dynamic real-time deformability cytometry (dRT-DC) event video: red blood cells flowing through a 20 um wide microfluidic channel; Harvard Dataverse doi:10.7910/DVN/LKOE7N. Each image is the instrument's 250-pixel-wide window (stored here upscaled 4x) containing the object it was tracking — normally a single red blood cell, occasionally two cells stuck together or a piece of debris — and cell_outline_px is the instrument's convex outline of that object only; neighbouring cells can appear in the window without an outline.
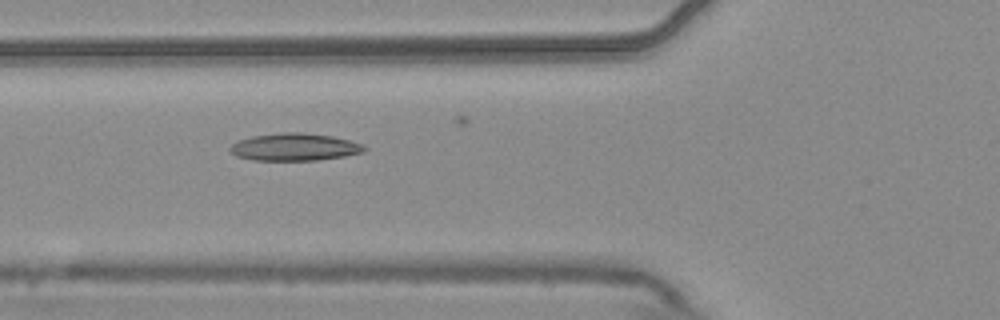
{"species": "common noctule bat (a hibernating species)", "species_latin": "Nyctalus noctula", "temperature_condition": "warm", "stored_images_in_passage": 8, "camera_frame_rate_fps": 3000, "um_per_image_px": 0.085, "animal": {"sex": "male", "body_mass_g": 20.4}, "frame": {"image": 1, "passage_image": 6, "time_ms": 1.667, "image_size_px": [1000, 320], "cell_outline_px": [[368, 148], [364, 152], [344, 156], [316, 160], [252, 160], [236, 156], [228, 148], [236, 140], [252, 136], [280, 132], [304, 132], [332, 136], [364, 144]], "centroid_in_image_um": [25.03, 12.49], "position_along_channel_um": 100.8, "area_um2": 21.62}}
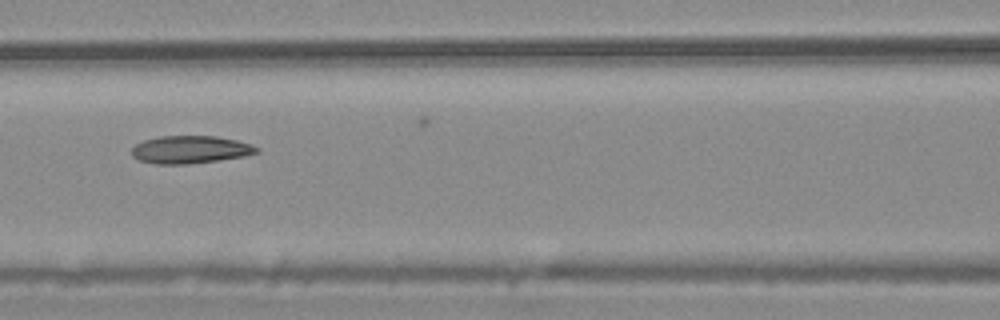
{"frame": {"image": 2, "passage_image": 7, "time_ms": 2.0, "image_size_px": [1000, 320], "cell_outline_px": [[260, 152], [244, 156], [188, 164], [156, 164], [140, 160], [132, 156], [132, 148], [136, 144], [144, 140], [160, 136], [216, 136], [236, 140], [252, 144], [260, 148]], "centroid_in_image_um": [16.19, 12.71], "position_along_channel_um": 150.4, "area_um2": 20.11}}
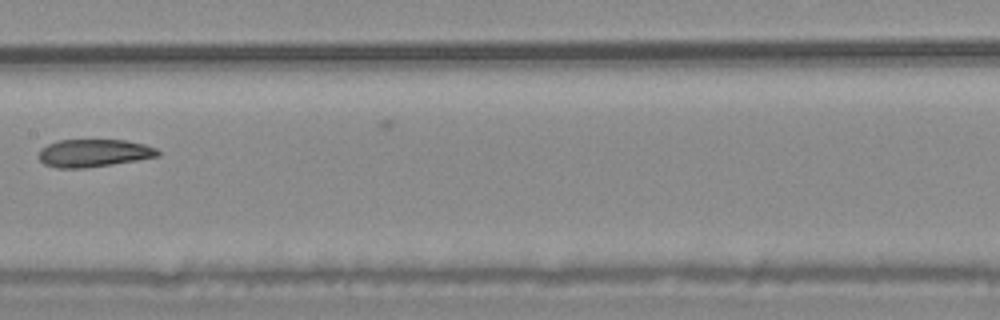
{"frame": {"image": 3, "passage_image": 8, "time_ms": 2.333, "image_size_px": [1000, 320], "cell_outline_px": [[160, 156], [112, 164], [84, 168], [56, 168], [44, 164], [40, 160], [40, 148], [56, 140], [124, 140], [144, 144], [156, 148], [160, 152]], "centroid_in_image_um": [7.96, 13.01], "position_along_channel_um": 199.4, "area_um2": 19.19}}